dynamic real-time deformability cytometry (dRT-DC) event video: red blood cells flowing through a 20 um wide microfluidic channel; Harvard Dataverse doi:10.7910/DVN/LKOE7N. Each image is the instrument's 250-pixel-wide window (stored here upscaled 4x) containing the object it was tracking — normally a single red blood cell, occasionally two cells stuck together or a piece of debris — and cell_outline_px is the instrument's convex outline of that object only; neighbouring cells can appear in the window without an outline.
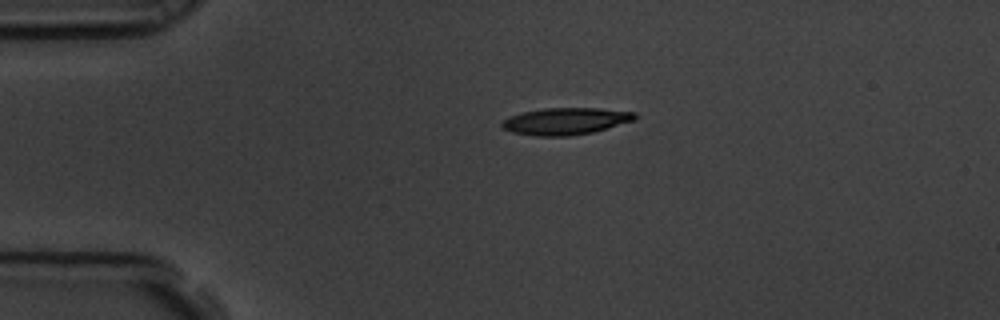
{"species": "common noctule bat (a hibernating species)", "species_latin": "Nyctalus noctula", "temperature_condition": "room temperature", "stored_images_in_passage": 2, "camera_frame_rate_fps": 3000, "um_per_image_px": 0.085, "animal": {"sex": "male", "body_mass_g": 19.5, "forearm_length_mm": 54.6}, "frame": {"image": 1, "passage_image": 1, "time_ms": 0.0, "image_size_px": [1000, 320], "cell_outline_px": [[636, 120], [592, 132], [568, 136], [536, 136], [512, 132], [504, 128], [500, 124], [508, 116], [524, 112], [544, 108], [600, 108], [636, 112]], "centroid_in_image_um": [48.09, 10.29], "position_along_channel_um": 36.9, "area_um2": 20.81}}